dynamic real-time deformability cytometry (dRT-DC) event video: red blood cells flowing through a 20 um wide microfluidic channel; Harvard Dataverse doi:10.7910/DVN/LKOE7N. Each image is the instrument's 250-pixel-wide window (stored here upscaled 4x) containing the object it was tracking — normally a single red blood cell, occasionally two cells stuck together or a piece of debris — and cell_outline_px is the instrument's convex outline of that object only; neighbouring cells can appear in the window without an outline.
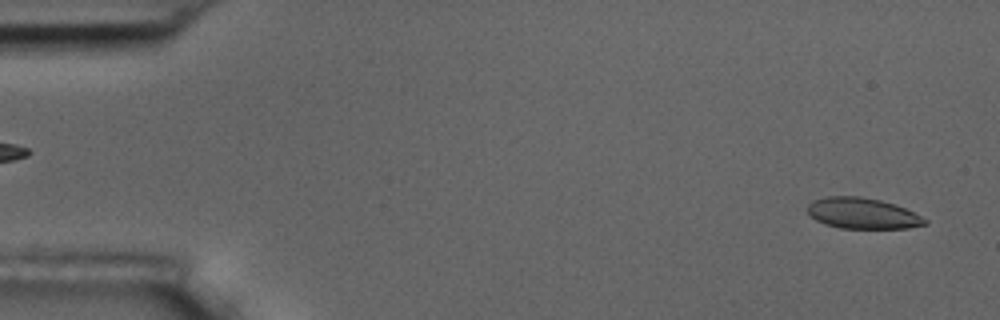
{"species": "common noctule bat (a hibernating species)", "species_latin": "Nyctalus noctula", "temperature_condition": "room temperature", "stored_images_in_passage": 6, "segment_of_instrument_passage": [2, 2], "camera_frame_rate_fps": 3000, "um_per_image_px": 0.085, "animal": {"sex": "male", "body_mass_g": 17.5, "forearm_length_mm": 52.3}, "frame": {"image": 1, "passage_image": 6, "time_ms": 5.667, "image_size_px": [1000, 320], "cell_outline_px": [[928, 224], [908, 228], [840, 228], [824, 224], [816, 220], [808, 212], [808, 204], [812, 200], [828, 196], [860, 196], [880, 200], [896, 204], [928, 220]], "centroid_in_image_um": [73.31, 18.13], "position_along_channel_um": 11.7, "area_um2": 21.1}}